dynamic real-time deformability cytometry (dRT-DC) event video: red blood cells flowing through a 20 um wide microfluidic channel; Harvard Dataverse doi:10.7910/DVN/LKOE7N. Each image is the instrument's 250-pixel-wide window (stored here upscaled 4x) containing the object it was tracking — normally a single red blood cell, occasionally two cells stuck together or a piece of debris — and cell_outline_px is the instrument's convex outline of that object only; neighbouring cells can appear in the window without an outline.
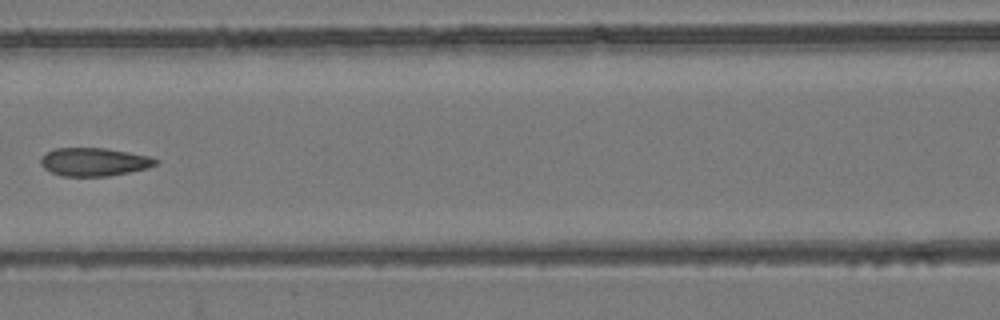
{"species": "common noctule bat (a hibernating species)", "species_latin": "Nyctalus noctula", "temperature_condition": "room temperature", "stored_images_in_passage": 4, "camera_frame_rate_fps": 3000, "um_per_image_px": 0.085, "animal": {"sex": "female", "body_mass_g": 24.6, "forearm_length_mm": 56.2}, "frame": {"image": 1, "passage_image": 4, "time_ms": 3.333, "image_size_px": [1000, 320], "cell_outline_px": [[160, 160], [156, 164], [148, 168], [108, 176], [64, 176], [52, 172], [44, 168], [40, 164], [40, 156], [56, 148], [104, 148], [128, 152], [148, 156]], "centroid_in_image_um": [7.98, 13.76], "position_along_channel_um": 158.6, "area_um2": 18.79}}